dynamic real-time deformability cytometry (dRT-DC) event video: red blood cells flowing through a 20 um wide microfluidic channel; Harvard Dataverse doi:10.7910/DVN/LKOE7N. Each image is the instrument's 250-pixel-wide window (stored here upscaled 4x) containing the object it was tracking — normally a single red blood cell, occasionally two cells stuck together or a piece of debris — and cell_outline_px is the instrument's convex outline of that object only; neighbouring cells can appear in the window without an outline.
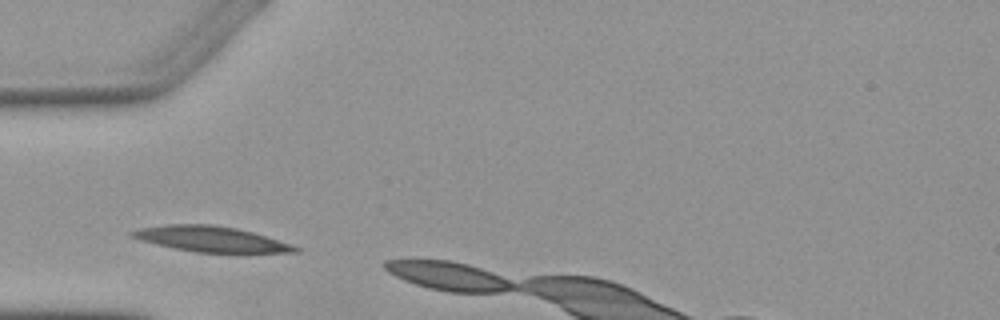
{"species": "Egyptian fruit bat (a non-hibernating species)", "species_latin": "Rousettus aegyptiacus", "temperature_condition": "warm", "stored_images_in_passage": 2, "camera_frame_rate_fps": 3000, "um_per_image_px": 0.085, "animal": {"sex": "female"}, "frame": {"image": 1, "passage_image": 1, "time_ms": 0.0, "image_size_px": [1000, 320], "cell_outline_px": [[300, 252], [196, 252], [156, 244], [140, 240], [132, 236], [128, 232], [140, 228], [168, 224], [212, 224], [236, 228], [252, 232], [292, 244], [300, 248]], "centroid_in_image_um": [17.93, 20.31], "position_along_channel_um": 67.1, "area_um2": 23.87}}